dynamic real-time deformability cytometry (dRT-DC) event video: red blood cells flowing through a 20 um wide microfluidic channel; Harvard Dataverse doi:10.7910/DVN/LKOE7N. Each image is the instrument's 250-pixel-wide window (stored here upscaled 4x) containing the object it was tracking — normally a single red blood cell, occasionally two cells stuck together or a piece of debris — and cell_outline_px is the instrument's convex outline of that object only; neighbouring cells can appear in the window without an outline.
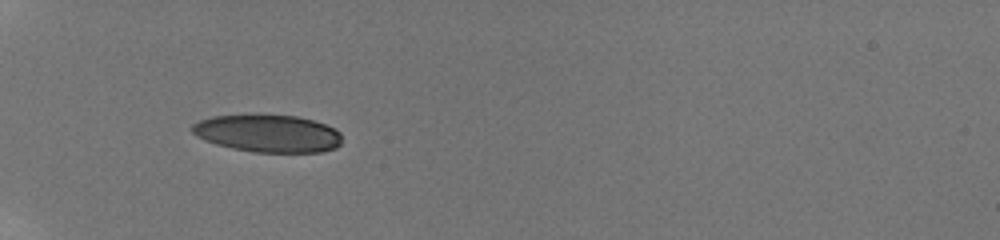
{"species": "human", "species_latin": "Homo sapiens", "temperature_condition": "room temperature", "stored_images_in_passage": 20, "camera_frame_rate_fps": 3000, "um_per_image_px": 0.085, "donor": {"sex": "male"}, "frame": {"image": 1, "passage_image": 17, "time_ms": 7.0, "image_size_px": [1000, 240], "cell_outline_px": [[340, 144], [336, 148], [324, 152], [252, 152], [232, 148], [216, 144], [204, 140], [196, 136], [192, 132], [192, 124], [200, 120], [212, 116], [252, 112], [296, 116], [312, 120], [336, 128], [340, 132]], "centroid_in_image_um": [22.74, 11.31], "position_along_channel_um": 62.3, "area_um2": 33.64}}
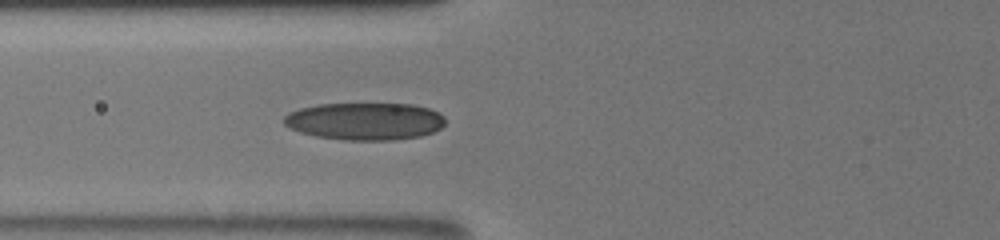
{"frame": {"image": 2, "passage_image": 20, "time_ms": 8.333, "image_size_px": [1000, 240], "cell_outline_px": [[444, 124], [440, 128], [432, 132], [420, 136], [392, 140], [344, 140], [316, 136], [300, 132], [284, 124], [284, 116], [288, 112], [300, 108], [316, 104], [412, 104], [428, 108], [444, 116]], "centroid_in_image_um": [31.0, 10.3], "position_along_channel_um": 94.8, "area_um2": 35.03}}